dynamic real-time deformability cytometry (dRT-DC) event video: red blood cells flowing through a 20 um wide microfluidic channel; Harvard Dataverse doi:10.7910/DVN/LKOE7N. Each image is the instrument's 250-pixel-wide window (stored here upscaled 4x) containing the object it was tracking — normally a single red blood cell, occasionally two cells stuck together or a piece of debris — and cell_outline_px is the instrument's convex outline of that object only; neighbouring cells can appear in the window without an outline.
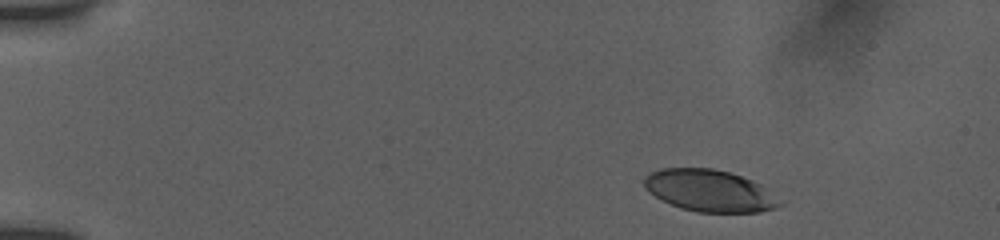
{"species": "human", "species_latin": "Homo sapiens", "temperature_condition": "room temperature", "stored_images_in_passage": 47, "camera_frame_rate_fps": 3000, "um_per_image_px": 0.085, "donor": {"sex": "female"}, "frame": {"image": 1, "passage_image": 1, "time_ms": 0.0, "image_size_px": [1000, 240], "cell_outline_px": [[784, 204], [776, 208], [760, 212], [696, 212], [680, 208], [648, 192], [644, 184], [644, 176], [660, 168], [712, 168], [728, 172], [752, 180], [760, 184]], "centroid_in_image_um": [60.31, 16.21], "position_along_channel_um": 24.7, "area_um2": 32.83}}
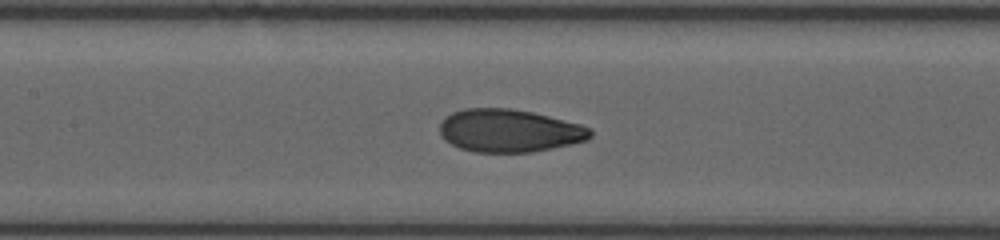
{"frame": {"image": 2, "passage_image": 21, "time_ms": 6.333, "image_size_px": [1000, 240], "cell_outline_px": [[592, 136], [588, 140], [572, 144], [532, 152], [472, 152], [460, 148], [444, 140], [440, 136], [440, 124], [444, 116], [452, 112], [464, 108], [512, 108], [532, 112], [580, 124], [592, 128]], "centroid_in_image_um": [43.27, 11.11], "position_along_channel_um": 164.1, "area_um2": 37.92}}
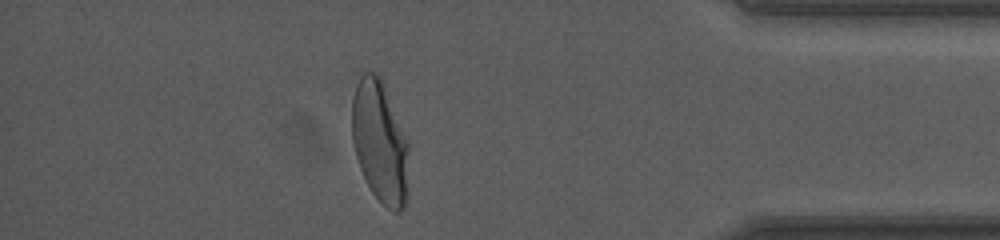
{"frame": {"image": 3, "passage_image": 40, "time_ms": 13.333, "image_size_px": [1000, 240], "cell_outline_px": [[408, 152], [404, 208], [400, 212], [396, 212], [388, 208], [372, 192], [360, 168], [356, 156], [352, 140], [352, 96], [356, 84], [360, 76], [364, 72], [376, 72], [380, 76], [408, 140]], "centroid_in_image_um": [32.27, 12.01], "position_along_channel_um": 402.9, "area_um2": 39.94}, "authors_computed_cell_mechanics": {"area_um2": 37.6278, "velocity_mm_per_s": 3.8548, "shape_relaxation_time_tau1_ms": 4.4765, "shape_relaxation_time_tau2_ms": 0.889, "deformation_change_tau1": 0.1943, "deformation_change_tau2": 0.0643}}